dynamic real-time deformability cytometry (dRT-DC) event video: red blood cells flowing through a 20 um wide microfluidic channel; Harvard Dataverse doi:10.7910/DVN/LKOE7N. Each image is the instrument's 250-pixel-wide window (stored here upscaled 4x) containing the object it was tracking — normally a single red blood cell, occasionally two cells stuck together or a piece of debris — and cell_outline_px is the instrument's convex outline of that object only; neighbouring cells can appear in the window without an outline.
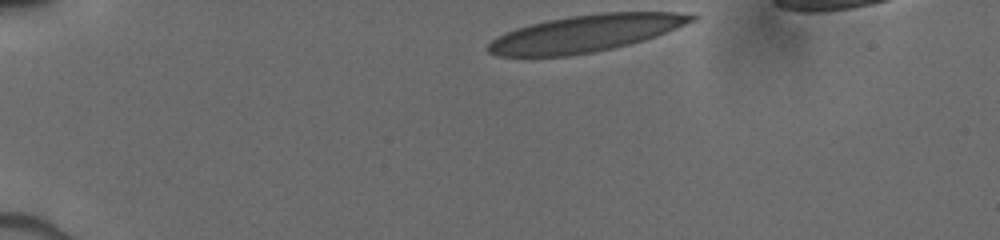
{"species": "human", "species_latin": "Homo sapiens", "temperature_condition": "cold", "stored_images_in_passage": 29, "camera_frame_rate_fps": 3000, "um_per_image_px": 0.085, "donor": {"sex": "male"}, "frame": {"image": 1, "passage_image": 1, "time_ms": 0.0, "image_size_px": [1000, 240], "cell_outline_px": [[700, 16], [696, 20], [656, 36], [644, 40], [612, 48], [592, 52], [568, 56], [496, 56], [488, 52], [488, 44], [492, 40], [504, 32], [516, 28], [548, 20], [568, 16], [600, 12], [676, 12]], "centroid_in_image_um": [49.77, 2.83], "position_along_channel_um": 35.2, "area_um2": 43.58}}
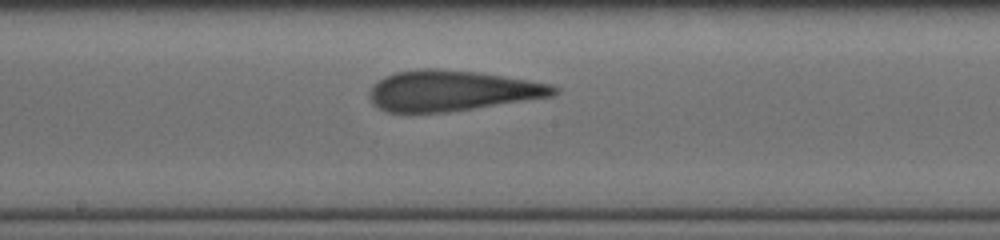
{"frame": {"image": 2, "passage_image": 17, "time_ms": 6.0, "image_size_px": [1000, 240], "cell_outline_px": [[560, 92], [552, 96], [472, 108], [444, 112], [388, 112], [372, 104], [368, 96], [368, 92], [372, 84], [384, 76], [396, 72], [420, 68], [440, 68], [476, 72], [528, 80], [552, 84], [560, 88]], "centroid_in_image_um": [38.36, 7.69], "position_along_channel_um": 209.8, "area_um2": 43.52}}
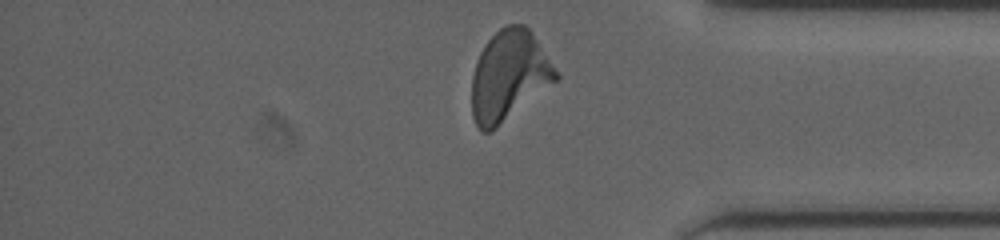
{"frame": {"image": 3, "passage_image": 29, "time_ms": 10.667, "image_size_px": [1000, 240], "cell_outline_px": [[560, 80], [496, 128], [488, 132], [480, 132], [472, 116], [472, 76], [476, 60], [484, 44], [500, 28], [508, 24], [524, 24], [532, 32], [560, 76]], "centroid_in_image_um": [43.27, 6.45], "position_along_channel_um": 391.9, "area_um2": 44.45}}